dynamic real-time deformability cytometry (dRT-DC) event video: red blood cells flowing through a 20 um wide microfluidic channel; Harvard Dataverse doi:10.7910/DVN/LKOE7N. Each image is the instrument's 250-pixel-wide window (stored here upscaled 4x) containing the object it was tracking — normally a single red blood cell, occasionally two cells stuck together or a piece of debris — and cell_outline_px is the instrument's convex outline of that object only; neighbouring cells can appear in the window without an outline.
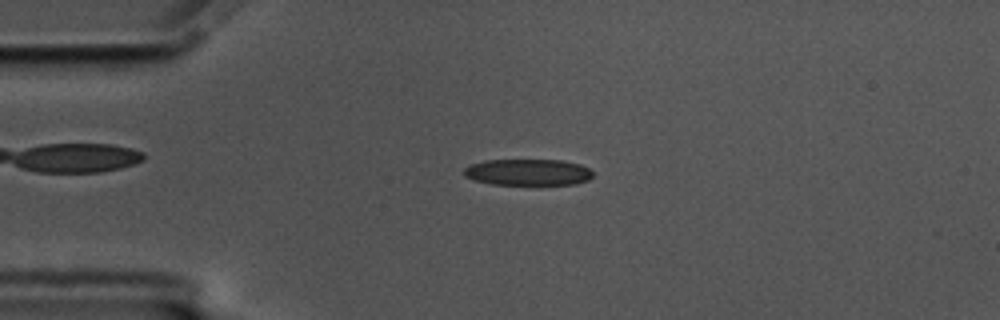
{"species": "common noctule bat (a hibernating species)", "species_latin": "Nyctalus noctula", "temperature_condition": "cold", "stored_images_in_passage": 57, "camera_frame_rate_fps": 3000, "um_per_image_px": 0.085, "animal": {"sex": "male", "body_mass_g": 17.5, "forearm_length_mm": 52.3}, "frame": {"image": 1, "passage_image": 13, "time_ms": 4.0, "image_size_px": [1000, 320], "cell_outline_px": [[592, 176], [588, 180], [576, 184], [492, 184], [476, 180], [464, 176], [464, 168], [468, 164], [484, 160], [564, 160], [580, 164], [588, 168], [592, 172]], "centroid_in_image_um": [44.86, 14.62], "position_along_channel_um": 40.1, "area_um2": 19.83}}
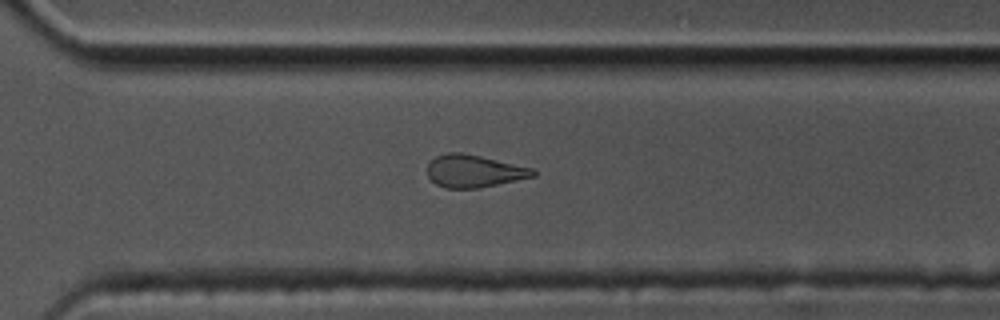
{"frame": {"image": 2, "passage_image": 40, "time_ms": 13.0, "image_size_px": [1000, 320], "cell_outline_px": [[536, 176], [476, 188], [444, 188], [436, 184], [428, 176], [428, 164], [436, 156], [448, 152], [460, 152], [480, 156], [536, 168]], "centroid_in_image_um": [40.31, 14.53], "position_along_channel_um": 330.3, "area_um2": 19.94}}
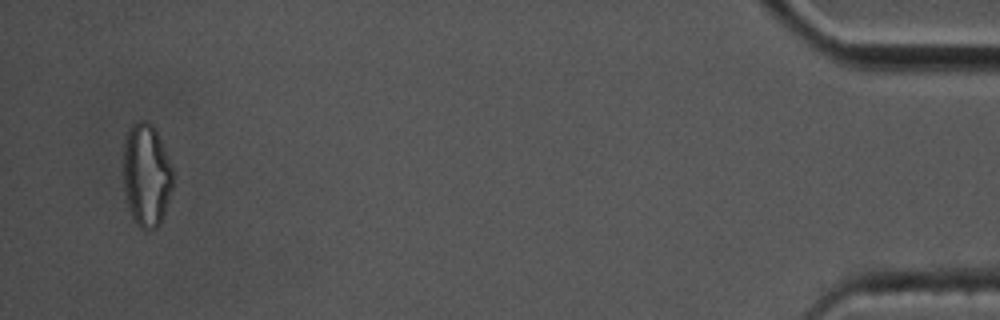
{"frame": {"image": 3, "passage_image": 55, "time_ms": 18.0, "image_size_px": [1000, 320], "cell_outline_px": [[172, 188], [164, 216], [160, 224], [156, 228], [148, 232], [144, 232], [140, 228], [132, 216], [128, 204], [124, 188], [124, 140], [132, 124], [140, 120], [148, 120], [156, 128], [172, 168]], "centroid_in_image_um": [12.46, 14.9], "position_along_channel_um": 422.7, "area_um2": 29.88}, "authors_computed_cell_mechanics": {"area_um2": 20.9814, "velocity_mm_per_s": 3.5011, "shape_relaxation_time_tau1_ms": null, "shape_relaxation_time_tau2_ms": 4.5651, "deformation_change_tau1": null, "deformation_change_tau2": 0.1433}}